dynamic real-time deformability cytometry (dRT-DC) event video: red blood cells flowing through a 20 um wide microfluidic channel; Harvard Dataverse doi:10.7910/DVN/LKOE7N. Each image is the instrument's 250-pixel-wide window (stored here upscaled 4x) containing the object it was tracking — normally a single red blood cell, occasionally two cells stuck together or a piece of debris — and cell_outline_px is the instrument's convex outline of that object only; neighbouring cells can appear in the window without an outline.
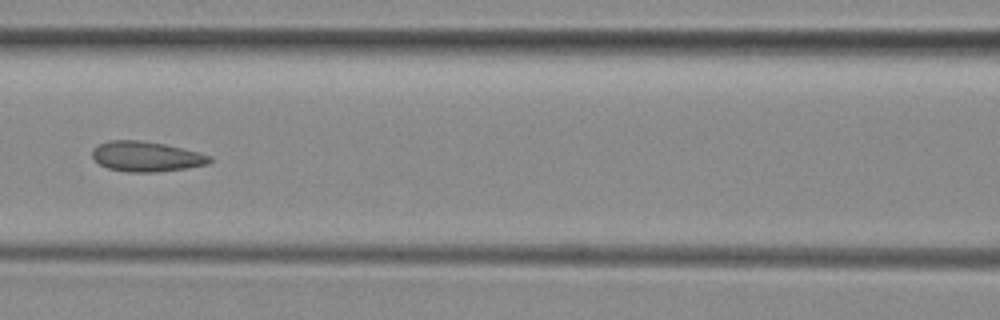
{"species": "common noctule bat (a hibernating species)", "species_latin": "Nyctalus noctula", "temperature_condition": "room temperature", "stored_images_in_passage": 5, "camera_frame_rate_fps": 3000, "um_per_image_px": 0.085, "animal": {"sex": "female", "body_mass_g": 29.2, "forearm_length_mm": 56.3}, "frame": {"image": 1, "passage_image": 5, "time_ms": 4.667, "image_size_px": [1000, 320], "cell_outline_px": [[212, 160], [208, 164], [188, 168], [156, 172], [124, 172], [108, 168], [100, 164], [92, 156], [92, 148], [108, 140], [136, 140], [164, 144], [200, 152], [212, 156]], "centroid_in_image_um": [12.45, 13.31], "position_along_channel_um": 154.2, "area_um2": 20.69}}